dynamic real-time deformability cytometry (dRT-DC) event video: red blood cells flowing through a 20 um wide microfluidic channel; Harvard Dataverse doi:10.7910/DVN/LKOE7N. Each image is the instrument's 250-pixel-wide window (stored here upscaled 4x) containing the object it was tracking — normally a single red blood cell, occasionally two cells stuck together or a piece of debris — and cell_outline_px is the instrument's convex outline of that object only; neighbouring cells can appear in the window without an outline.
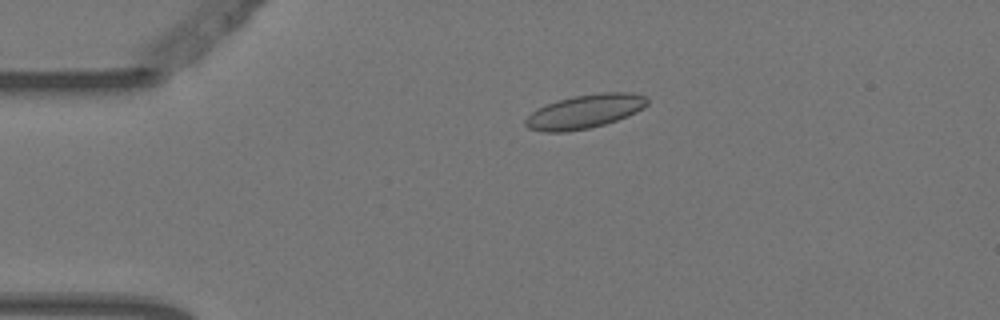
{"species": "Egyptian fruit bat (a non-hibernating species)", "species_latin": "Rousettus aegyptiacus", "temperature_condition": "warm", "stored_images_in_passage": 4, "camera_frame_rate_fps": 3000, "um_per_image_px": 0.085, "animal": {"sex": "female"}, "frame": {"image": 1, "passage_image": 3, "time_ms": 0.667, "image_size_px": [1000, 320], "cell_outline_px": [[648, 104], [644, 108], [628, 116], [604, 124], [588, 128], [568, 132], [544, 132], [528, 128], [524, 124], [524, 120], [536, 108], [556, 100], [572, 96], [600, 92], [632, 92], [648, 96]], "centroid_in_image_um": [49.72, 9.46], "position_along_channel_um": 35.3, "area_um2": 24.33}}